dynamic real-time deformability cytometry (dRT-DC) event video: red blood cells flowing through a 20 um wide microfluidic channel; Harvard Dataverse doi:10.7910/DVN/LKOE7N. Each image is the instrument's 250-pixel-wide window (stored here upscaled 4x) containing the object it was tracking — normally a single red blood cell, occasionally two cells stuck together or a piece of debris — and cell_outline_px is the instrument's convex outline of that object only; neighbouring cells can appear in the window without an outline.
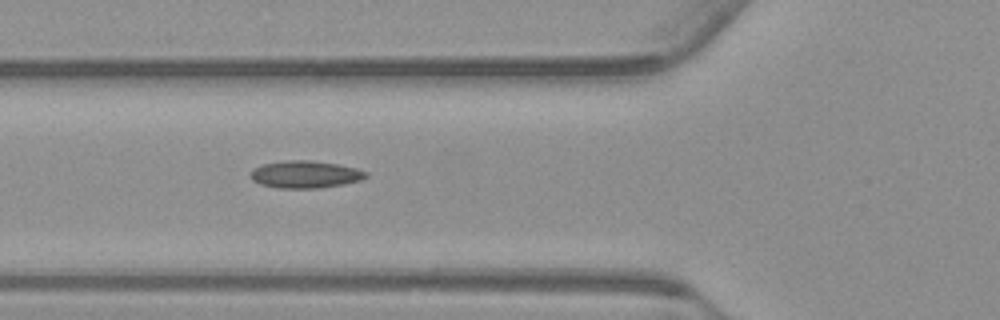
{"species": "common noctule bat (a hibernating species)", "species_latin": "Nyctalus noctula", "temperature_condition": "warm", "stored_images_in_passage": 36, "camera_frame_rate_fps": 3000, "um_per_image_px": 0.085, "animal": {"sex": "male", "body_mass_g": 23.1, "forearm_length_mm": 52.7}, "frame": {"image": 1, "passage_image": 7, "time_ms": 2.0, "image_size_px": [1000, 320], "cell_outline_px": [[368, 176], [360, 180], [344, 184], [320, 188], [276, 188], [260, 184], [252, 180], [248, 172], [252, 168], [264, 164], [288, 160], [312, 160], [340, 164], [356, 168], [368, 172]], "centroid_in_image_um": [25.93, 14.82], "position_along_channel_um": 99.9, "area_um2": 18.61}}
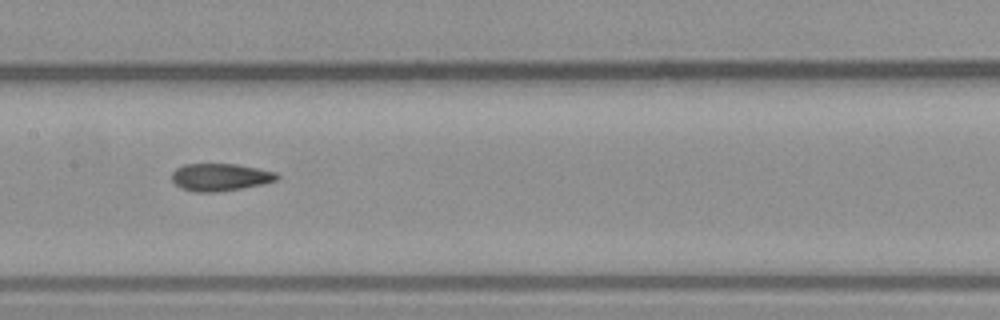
{"frame": {"image": 2, "passage_image": 14, "time_ms": 4.333, "image_size_px": [1000, 320], "cell_outline_px": [[280, 176], [276, 180], [264, 184], [216, 192], [196, 192], [180, 188], [172, 180], [172, 172], [176, 168], [184, 164], [236, 164], [276, 172]], "centroid_in_image_um": [18.7, 15.06], "position_along_channel_um": 188.7, "area_um2": 16.76}}
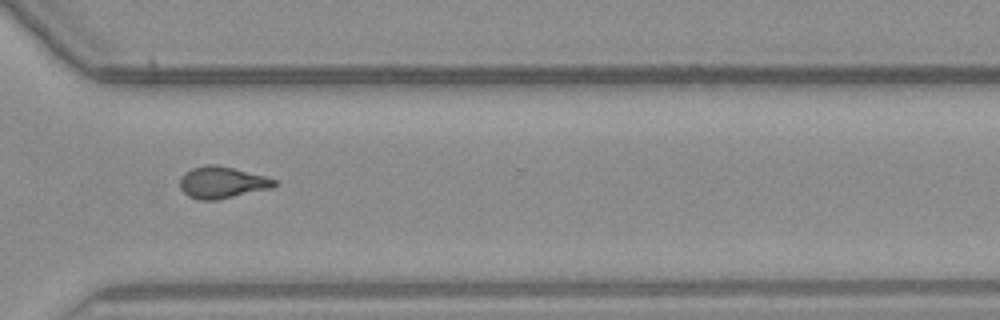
{"frame": {"image": 3, "passage_image": 27, "time_ms": 8.667, "image_size_px": [1000, 320], "cell_outline_px": [[280, 184], [272, 188], [216, 200], [200, 200], [188, 196], [180, 188], [180, 176], [184, 172], [192, 168], [208, 164], [216, 164], [280, 180]], "centroid_in_image_um": [18.89, 15.51], "position_along_channel_um": 351.7, "area_um2": 17.57}}